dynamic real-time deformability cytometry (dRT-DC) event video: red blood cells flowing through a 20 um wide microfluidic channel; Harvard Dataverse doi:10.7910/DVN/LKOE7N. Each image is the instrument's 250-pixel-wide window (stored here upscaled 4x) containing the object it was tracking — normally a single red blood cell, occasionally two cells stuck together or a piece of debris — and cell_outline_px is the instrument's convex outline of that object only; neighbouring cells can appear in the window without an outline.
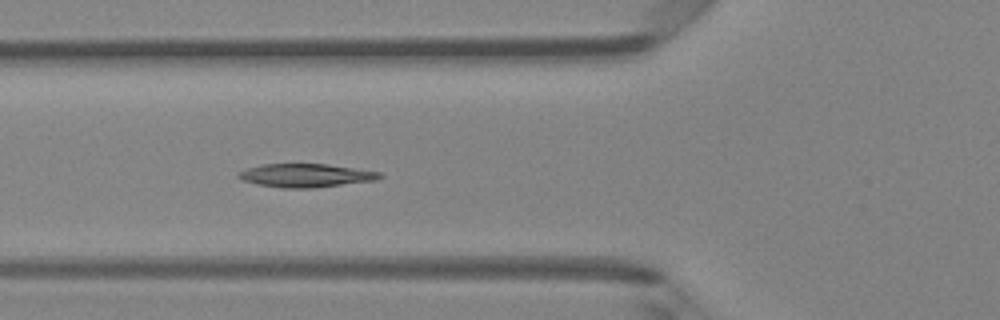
{"species": "Egyptian fruit bat (a non-hibernating species)", "species_latin": "Rousettus aegyptiacus", "temperature_condition": "room temperature", "stored_images_in_passage": 6, "camera_frame_rate_fps": 3000, "um_per_image_px": 0.085, "animal": {"sex": "female"}, "frame": {"image": 1, "passage_image": 6, "time_ms": 1.667, "image_size_px": [1000, 320], "cell_outline_px": [[384, 176], [376, 180], [312, 188], [280, 188], [256, 184], [244, 180], [236, 176], [240, 172], [248, 168], [264, 164], [328, 164], [380, 172]], "centroid_in_image_um": [26.0, 14.92], "position_along_channel_um": 99.8, "area_um2": 19.13}}